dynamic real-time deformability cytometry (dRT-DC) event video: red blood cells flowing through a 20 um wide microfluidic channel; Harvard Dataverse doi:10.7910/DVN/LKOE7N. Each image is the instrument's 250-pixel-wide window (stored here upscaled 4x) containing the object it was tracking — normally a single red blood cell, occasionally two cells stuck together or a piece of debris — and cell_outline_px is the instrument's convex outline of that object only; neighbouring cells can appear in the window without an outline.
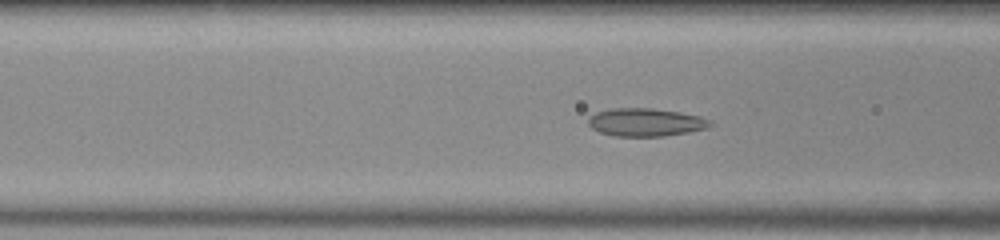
{"species": "common noctule bat (a hibernating species)", "species_latin": "Nyctalus noctula", "temperature_condition": "room temperature", "stored_images_in_passage": 49, "segment_of_instrument_passage": [1, 2], "camera_frame_rate_fps": 3000, "um_per_image_px": 0.085, "animal": {"sex": "male", "body_mass_g": 20.0, "forearm_length_mm": 53.3}, "frame": {"image": 1, "passage_image": 14, "time_ms": 4.333, "image_size_px": [1000, 240], "cell_outline_px": [[716, 124], [704, 128], [688, 132], [664, 136], [616, 136], [600, 132], [592, 128], [588, 124], [588, 120], [596, 112], [616, 108], [652, 108], [680, 112], [700, 116]], "centroid_in_image_um": [54.9, 10.39], "position_along_channel_um": 111.7, "area_um2": 19.71}}
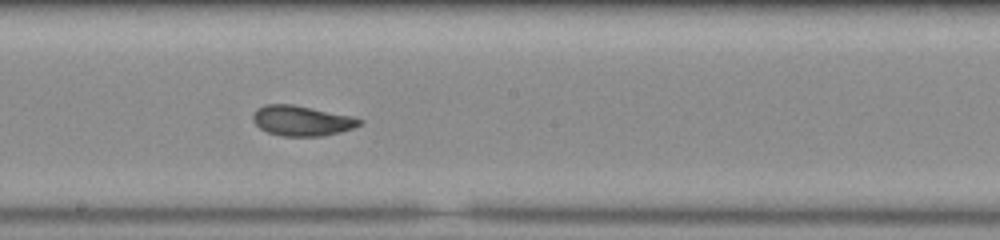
{"frame": {"image": 2, "passage_image": 23, "time_ms": 7.333, "image_size_px": [1000, 240], "cell_outline_px": [[364, 120], [360, 124], [352, 128], [340, 132], [324, 136], [284, 136], [268, 132], [260, 128], [252, 120], [252, 116], [256, 108], [264, 104], [292, 104], [352, 116]], "centroid_in_image_um": [25.63, 10.25], "position_along_channel_um": 222.6, "area_um2": 18.73}}
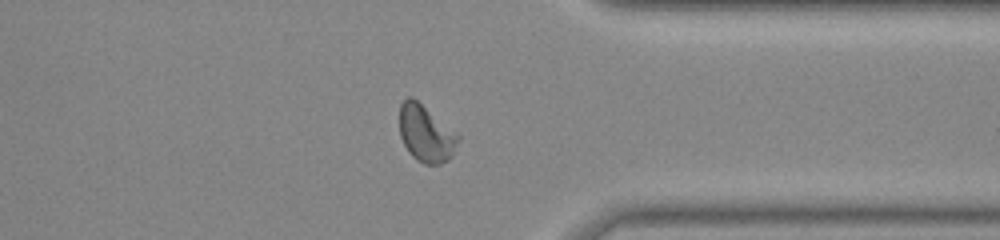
{"frame": {"image": 3, "passage_image": 36, "time_ms": 11.667, "image_size_px": [1000, 240], "cell_outline_px": [[460, 140], [452, 156], [448, 160], [440, 164], [424, 164], [416, 160], [408, 152], [400, 136], [400, 104], [408, 96], [412, 96], [460, 132]], "centroid_in_image_um": [36.25, 11.34], "position_along_channel_um": 375.1, "area_um2": 20.06}}